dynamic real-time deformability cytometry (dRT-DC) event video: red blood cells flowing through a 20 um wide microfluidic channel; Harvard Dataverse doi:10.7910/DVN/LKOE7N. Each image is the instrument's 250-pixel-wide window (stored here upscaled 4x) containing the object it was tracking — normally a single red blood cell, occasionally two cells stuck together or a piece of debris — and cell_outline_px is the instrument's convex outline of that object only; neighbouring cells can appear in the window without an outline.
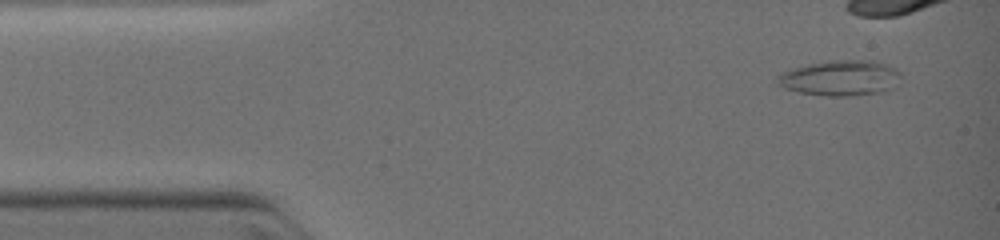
{"species": "common noctule bat (a hibernating species)", "species_latin": "Nyctalus noctula", "temperature_condition": "warm", "stored_images_in_passage": 6, "camera_frame_rate_fps": 3000, "um_per_image_px": 0.085, "animal": {"sex": "female", "body_mass_g": 19.0, "forearm_length_mm": 51.5}, "frame": {"image": 1, "passage_image": 1, "time_ms": 0.0, "image_size_px": [1000, 240], "cell_outline_px": [[900, 76], [892, 88], [884, 92], [852, 96], [824, 96], [800, 92], [784, 88], [776, 84], [776, 76], [792, 68], [808, 64], [828, 60], [872, 60], [888, 64], [896, 68], [900, 72]], "centroid_in_image_um": [71.42, 6.63], "position_along_channel_um": 13.6, "area_um2": 25.78}}
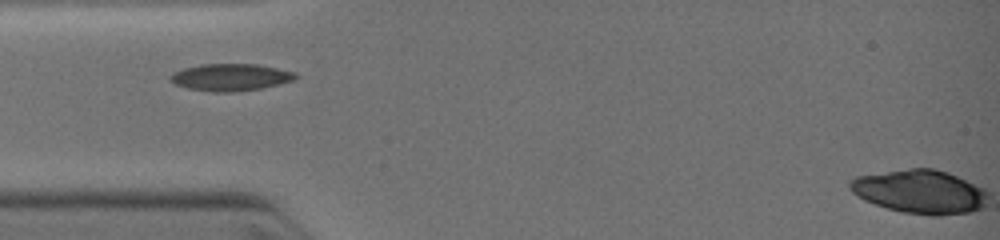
{"frame": {"image": 2, "passage_image": 5, "time_ms": 3.333, "image_size_px": [1000, 240], "cell_outline_px": [[300, 76], [296, 80], [280, 84], [260, 88], [232, 92], [212, 92], [188, 88], [176, 84], [168, 80], [168, 76], [172, 72], [184, 68], [200, 64], [256, 64], [296, 72]], "centroid_in_image_um": [19.6, 6.56], "position_along_channel_um": 65.4, "area_um2": 19.94}}